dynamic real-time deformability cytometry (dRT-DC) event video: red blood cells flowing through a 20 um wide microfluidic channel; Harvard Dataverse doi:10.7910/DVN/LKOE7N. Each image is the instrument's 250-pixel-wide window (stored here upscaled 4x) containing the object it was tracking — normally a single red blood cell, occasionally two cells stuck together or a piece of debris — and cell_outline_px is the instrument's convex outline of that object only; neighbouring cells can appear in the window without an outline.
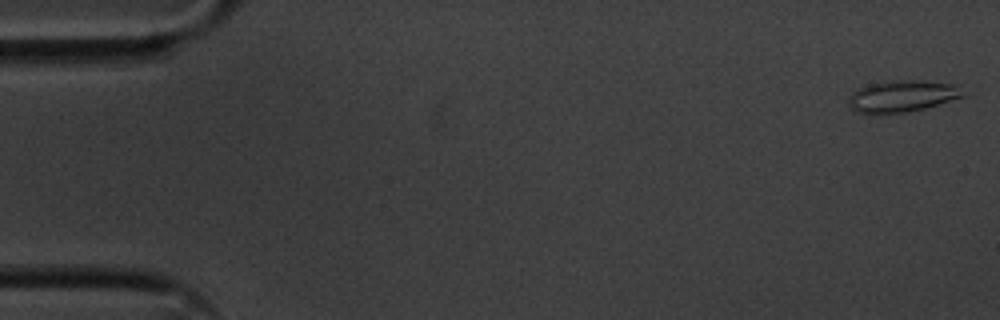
{"species": "common noctule bat (a hibernating species)", "species_latin": "Nyctalus noctula", "temperature_condition": "cold", "stored_images_in_passage": 56, "camera_frame_rate_fps": 3000, "um_per_image_px": 0.085, "animal": {"sex": "male", "body_mass_g": 20.1, "forearm_length_mm": 53.5}, "frame": {"image": 1, "passage_image": 1, "time_ms": 0.0, "image_size_px": [1000, 320], "cell_outline_px": [[964, 96], [924, 108], [904, 112], [860, 112], [852, 108], [848, 104], [848, 100], [852, 92], [860, 88], [872, 84], [900, 80], [912, 80], [956, 84]], "centroid_in_image_um": [76.69, 8.16], "position_along_channel_um": 8.3, "area_um2": 20.17}}
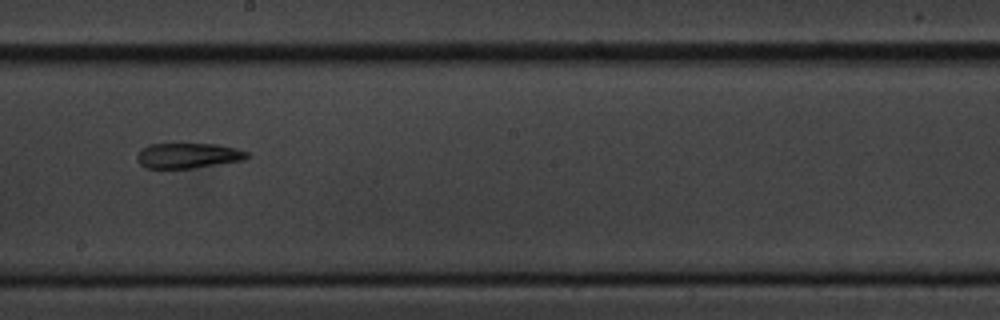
{"frame": {"image": 2, "passage_image": 31, "time_ms": 10.0, "image_size_px": [1000, 320], "cell_outline_px": [[252, 156], [244, 160], [192, 168], [144, 168], [136, 160], [136, 156], [148, 144], [216, 144], [236, 148], [248, 152]], "centroid_in_image_um": [16.01, 13.23], "position_along_channel_um": 232.2, "area_um2": 16.18}}
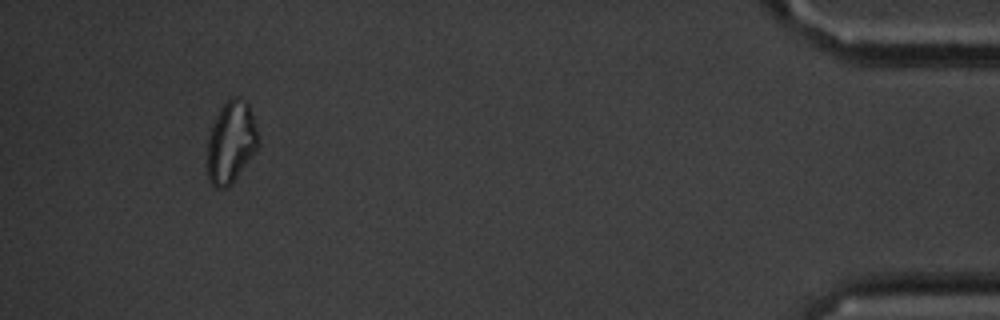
{"frame": {"image": 3, "passage_image": 52, "time_ms": 17.0, "image_size_px": [1000, 320], "cell_outline_px": [[260, 144], [256, 152], [232, 184], [228, 188], [216, 188], [212, 184], [208, 176], [208, 136], [216, 116], [220, 108], [232, 96], [240, 96], [248, 104], [256, 124], [260, 140]], "centroid_in_image_um": [19.67, 12.09], "position_along_channel_um": 415.5, "area_um2": 24.57}}